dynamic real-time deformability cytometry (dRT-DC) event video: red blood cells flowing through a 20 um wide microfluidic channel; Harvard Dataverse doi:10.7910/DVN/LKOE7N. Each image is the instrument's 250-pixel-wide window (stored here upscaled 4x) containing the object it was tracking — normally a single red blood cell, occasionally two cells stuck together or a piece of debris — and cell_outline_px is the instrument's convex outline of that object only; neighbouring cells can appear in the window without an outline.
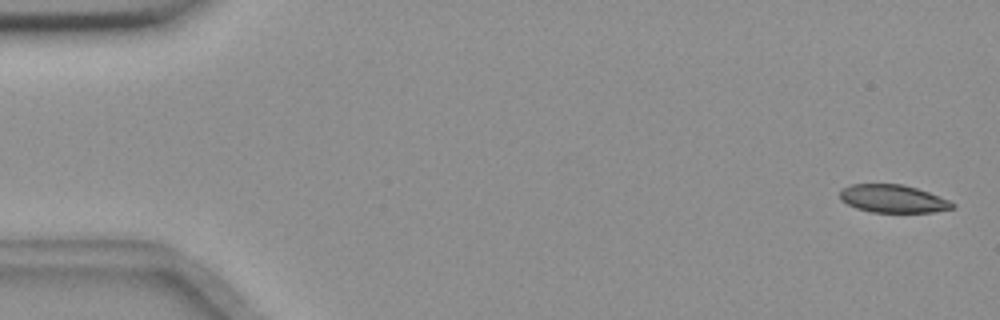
{"species": "common noctule bat (a hibernating species)", "species_latin": "Nyctalus noctula", "temperature_condition": "room temperature", "stored_images_in_passage": 57, "segment_of_instrument_passage": [1, 2], "camera_frame_rate_fps": 3000, "um_per_image_px": 0.085, "animal": {"sex": "female", "body_mass_g": 18.4}, "frame": {"image": 1, "passage_image": 2, "time_ms": 0.333, "image_size_px": [1000, 320], "cell_outline_px": [[956, 208], [932, 212], [872, 212], [856, 208], [840, 200], [840, 188], [852, 184], [904, 184], [928, 192], [948, 200], [956, 204]], "centroid_in_image_um": [75.89, 16.89], "position_along_channel_um": 9.1, "area_um2": 18.32}}
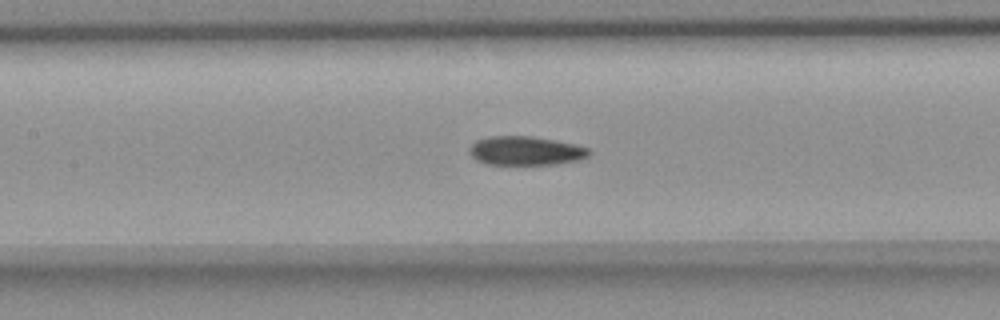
{"frame": {"image": 2, "passage_image": 26, "time_ms": 8.333, "image_size_px": [1000, 320], "cell_outline_px": [[592, 152], [588, 156], [580, 160], [556, 164], [484, 164], [476, 160], [468, 152], [468, 148], [476, 140], [488, 136], [532, 136], [572, 144], [588, 148]], "centroid_in_image_um": [44.64, 12.82], "position_along_channel_um": 162.8, "area_um2": 20.17}}
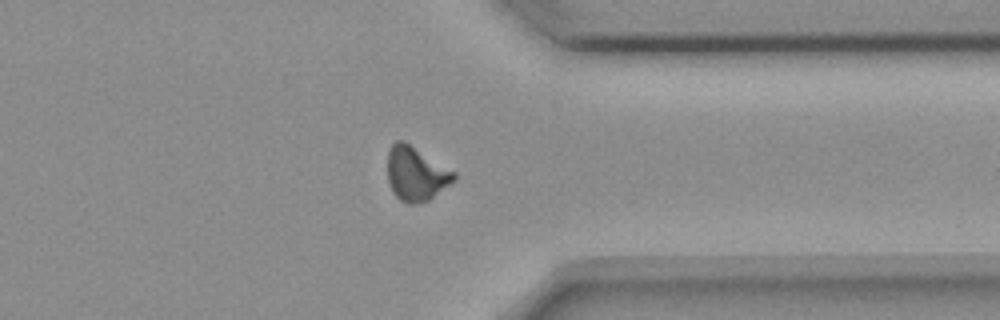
{"frame": {"image": 3, "passage_image": 44, "time_ms": 14.333, "image_size_px": [1000, 320], "cell_outline_px": [[456, 180], [428, 200], [412, 204], [408, 204], [400, 200], [392, 192], [388, 180], [388, 152], [392, 144], [396, 140], [404, 140], [456, 172]], "centroid_in_image_um": [35.36, 14.76], "position_along_channel_um": 376.0, "area_um2": 20.98}}